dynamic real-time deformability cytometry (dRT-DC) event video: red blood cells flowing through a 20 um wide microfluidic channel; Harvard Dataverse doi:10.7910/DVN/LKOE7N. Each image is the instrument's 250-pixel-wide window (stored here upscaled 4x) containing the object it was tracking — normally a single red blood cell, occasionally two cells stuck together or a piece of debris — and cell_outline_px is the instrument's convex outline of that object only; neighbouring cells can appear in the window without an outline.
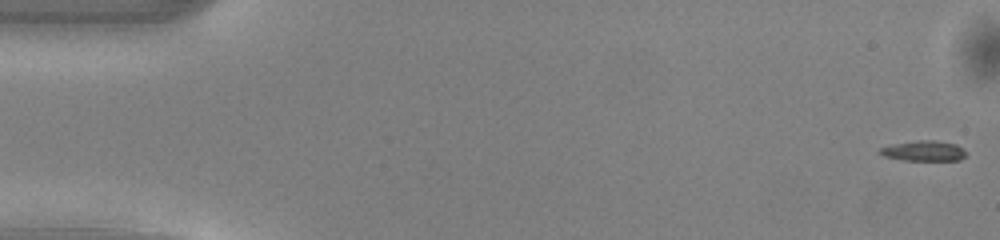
{"species": "common noctule bat (a hibernating species)", "species_latin": "Nyctalus noctula", "temperature_condition": "warm", "stored_images_in_passage": 50, "camera_frame_rate_fps": 3000, "um_per_image_px": 0.085, "animal": {"sex": "male", "body_mass_g": 13.0, "forearm_length_mm": 53.1}, "frame": {"image": 1, "passage_image": 1, "time_ms": 0.0, "image_size_px": [1000, 240], "cell_outline_px": [[968, 152], [960, 160], [904, 160], [884, 156], [876, 152], [880, 148], [892, 144], [916, 140], [936, 140], [956, 144]], "centroid_in_image_um": [78.51, 12.81], "position_along_channel_um": 6.5, "area_um2": 10.29}}
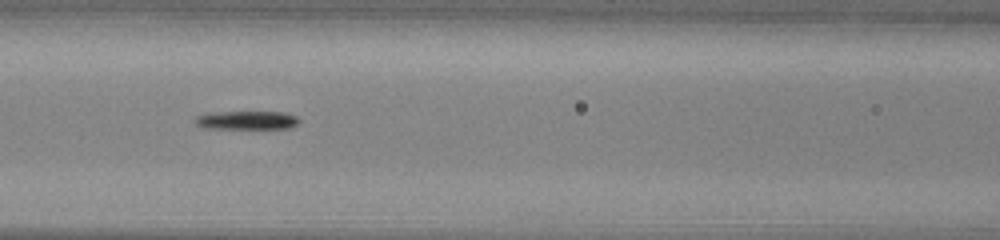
{"frame": {"image": 2, "passage_image": 22, "time_ms": 7.0, "image_size_px": [1000, 240], "cell_outline_px": [[300, 120], [296, 124], [288, 128], [204, 128], [196, 124], [192, 120], [196, 116], [208, 112], [284, 112], [296, 116]], "centroid_in_image_um": [20.91, 10.21], "position_along_channel_um": 145.7, "area_um2": 11.21}}
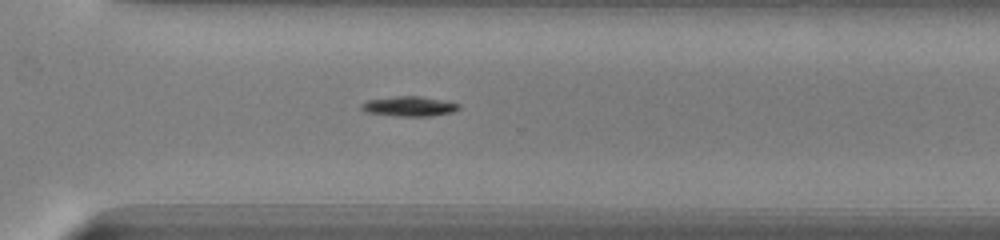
{"frame": {"image": 3, "passage_image": 36, "time_ms": 11.667, "image_size_px": [1000, 240], "cell_outline_px": [[460, 108], [452, 112], [428, 116], [396, 116], [368, 112], [360, 108], [360, 104], [368, 100], [396, 96], [420, 96], [444, 100], [460, 104]], "centroid_in_image_um": [34.79, 9.03], "position_along_channel_um": 335.8, "area_um2": 11.21}, "authors_computed_cell_mechanics": {"area_um2": 11.0109, "velocity_mm_per_s": 4.0763, "shape_relaxation_time_tau1_ms": 2.6382, "shape_relaxation_time_tau2_ms": null, "deformation_change_tau1": 0.1532, "deformation_change_tau2": null}}